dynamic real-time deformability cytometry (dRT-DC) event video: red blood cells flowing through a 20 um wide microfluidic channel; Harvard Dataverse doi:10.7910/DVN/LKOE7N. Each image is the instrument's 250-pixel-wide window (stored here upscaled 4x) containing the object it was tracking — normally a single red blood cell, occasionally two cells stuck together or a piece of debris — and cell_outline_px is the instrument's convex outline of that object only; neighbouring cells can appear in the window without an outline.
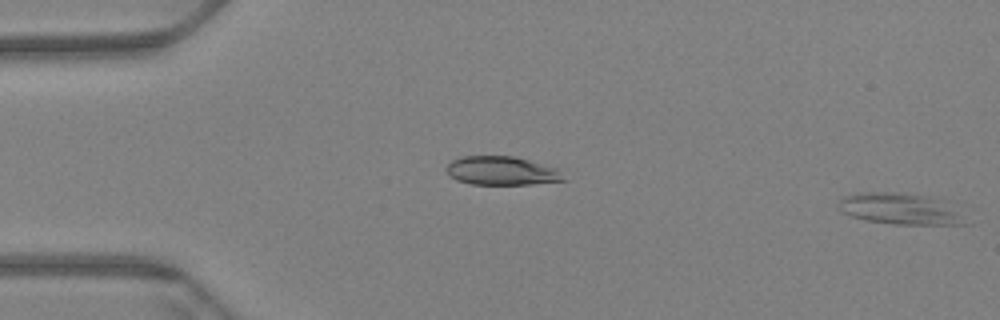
{"species": "Egyptian fruit bat (a non-hibernating species)", "species_latin": "Rousettus aegyptiacus", "temperature_condition": "warm", "stored_images_in_passage": 5, "camera_frame_rate_fps": 3000, "um_per_image_px": 0.085, "animal": {"sex": "female"}, "frame": {"image": 1, "passage_image": 5, "time_ms": 1.333, "image_size_px": [1000, 320], "cell_outline_px": [[972, 224], [892, 224], [864, 220], [852, 216], [844, 212], [840, 208], [840, 200], [844, 196], [856, 192], [892, 192], [932, 196], [944, 200]], "centroid_in_image_um": [76.54, 17.74], "position_along_channel_um": 8.5, "area_um2": 23.12}}